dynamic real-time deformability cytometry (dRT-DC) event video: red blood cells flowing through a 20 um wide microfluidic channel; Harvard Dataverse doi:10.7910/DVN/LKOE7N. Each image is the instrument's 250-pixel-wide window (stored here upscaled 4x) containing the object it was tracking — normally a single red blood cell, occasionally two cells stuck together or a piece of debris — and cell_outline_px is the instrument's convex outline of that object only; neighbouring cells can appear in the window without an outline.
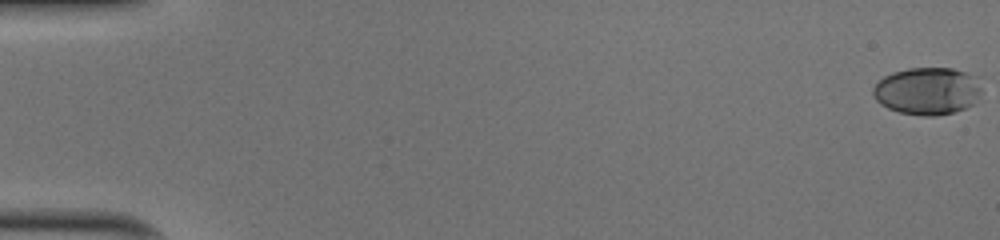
{"species": "human", "species_latin": "Homo sapiens", "temperature_condition": "cold", "stored_images_in_passage": 52, "camera_frame_rate_fps": 3000, "um_per_image_px": 0.085, "donor": {"sex": "male"}, "frame": {"image": 1, "passage_image": 1, "time_ms": 0.0, "image_size_px": [1000, 240], "cell_outline_px": [[984, 76], [980, 92], [972, 104], [964, 108], [952, 112], [936, 116], [924, 116], [900, 112], [888, 108], [880, 104], [876, 100], [872, 92], [872, 88], [884, 76], [892, 72], [908, 68], [952, 68]], "centroid_in_image_um": [78.88, 7.7], "position_along_channel_um": 6.1, "area_um2": 30.4}}
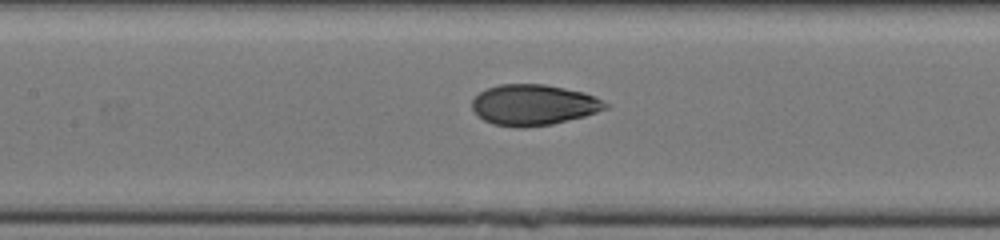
{"frame": {"image": 2, "passage_image": 26, "time_ms": 8.333, "image_size_px": [1000, 240], "cell_outline_px": [[608, 108], [584, 116], [552, 124], [524, 128], [516, 128], [492, 124], [476, 116], [472, 108], [472, 100], [480, 92], [488, 88], [500, 84], [544, 84], [584, 92], [596, 96], [608, 104]], "centroid_in_image_um": [45.33, 8.92], "position_along_channel_um": 162.1, "area_um2": 31.85}}
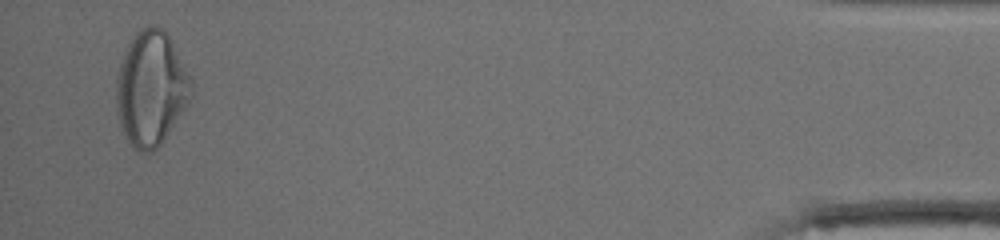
{"frame": {"image": 3, "passage_image": 51, "time_ms": 16.667, "image_size_px": [1000, 240], "cell_outline_px": [[192, 96], [188, 104], [160, 144], [152, 152], [140, 152], [132, 148], [120, 124], [116, 108], [116, 80], [120, 64], [124, 52], [132, 36], [140, 28], [152, 24], [156, 24], [172, 40], [192, 80]], "centroid_in_image_um": [12.83, 7.5], "position_along_channel_um": 422.4, "area_um2": 50.05}, "authors_computed_cell_mechanics": {"area_um2": 31.1253, "velocity_mm_per_s": 4.0257, "shape_relaxation_time_tau1_ms": 5.6725, "shape_relaxation_time_tau2_ms": 0.9702, "deformation_change_tau1": 0.1966, "deformation_change_tau2": 0.0565}}